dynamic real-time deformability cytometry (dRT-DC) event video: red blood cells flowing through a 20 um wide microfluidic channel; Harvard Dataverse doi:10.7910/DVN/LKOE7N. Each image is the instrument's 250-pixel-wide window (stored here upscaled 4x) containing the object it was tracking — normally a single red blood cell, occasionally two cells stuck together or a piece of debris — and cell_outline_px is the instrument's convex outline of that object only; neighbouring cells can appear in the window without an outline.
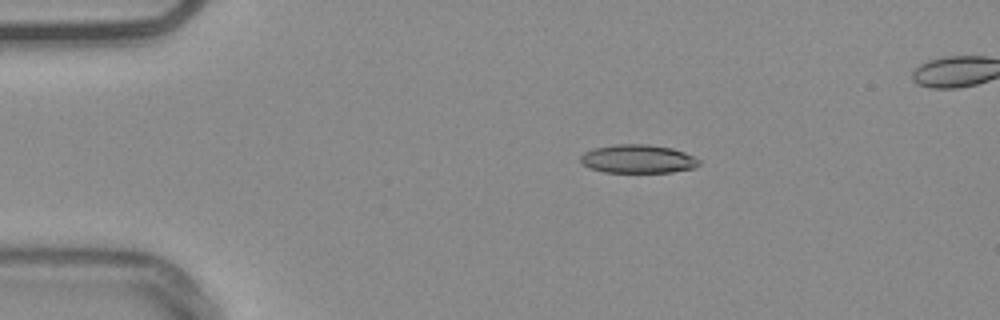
{"species": "common noctule bat (a hibernating species)", "species_latin": "Nyctalus noctula", "temperature_condition": "warm", "stored_images_in_passage": 44, "camera_frame_rate_fps": 3000, "um_per_image_px": 0.085, "animal": {"sex": "male", "body_mass_g": 20.4}, "frame": {"image": 1, "passage_image": 1, "time_ms": 0.0, "image_size_px": [1000, 320], "cell_outline_px": [[700, 164], [692, 168], [672, 172], [604, 172], [588, 168], [580, 160], [580, 156], [584, 152], [596, 148], [616, 144], [648, 144], [672, 148], [684, 152], [700, 160]], "centroid_in_image_um": [54.21, 13.51], "position_along_channel_um": 30.8, "area_um2": 19.59}}
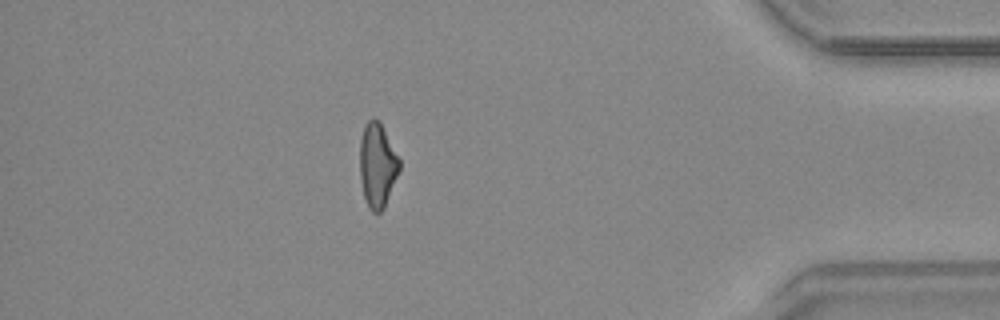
{"frame": {"image": 2, "passage_image": 38, "time_ms": 12.333, "image_size_px": [1000, 320], "cell_outline_px": [[400, 168], [384, 208], [380, 212], [372, 212], [368, 208], [364, 196], [360, 180], [360, 140], [364, 124], [372, 116], [380, 120], [400, 160]], "centroid_in_image_um": [32.06, 14.0], "position_along_channel_um": 403.1, "area_um2": 19.59}, "authors_computed_cell_mechanics": {"area_um2": 19.9121, "velocity_mm_per_s": 3.7922, "shape_relaxation_time_tau1_ms": 10.6843, "shape_relaxation_time_tau2_ms": 4.2799, "deformation_change_tau1": 0.2531, "deformation_change_tau2": 0.1396}}